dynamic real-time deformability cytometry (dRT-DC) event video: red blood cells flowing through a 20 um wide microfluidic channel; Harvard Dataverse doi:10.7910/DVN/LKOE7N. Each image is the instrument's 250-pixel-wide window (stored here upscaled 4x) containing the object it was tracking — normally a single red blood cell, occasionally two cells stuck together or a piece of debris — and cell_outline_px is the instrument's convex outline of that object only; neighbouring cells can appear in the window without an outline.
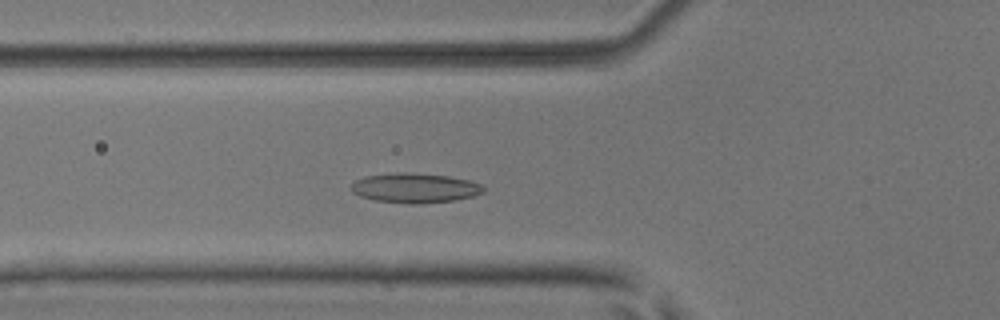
{"species": "common noctule bat (a hibernating species)", "species_latin": "Nyctalus noctula", "temperature_condition": "room temperature", "stored_images_in_passage": 47, "camera_frame_rate_fps": 3000, "um_per_image_px": 0.085, "animal": {"sex": "male", "body_mass_g": 17.9, "forearm_length_mm": 54.2}, "frame": {"image": 1, "passage_image": 14, "time_ms": 4.333, "image_size_px": [1000, 320], "cell_outline_px": [[484, 192], [472, 196], [456, 200], [420, 204], [412, 204], [372, 200], [360, 196], [352, 192], [348, 188], [356, 180], [364, 176], [396, 172], [412, 172], [448, 176], [468, 180], [480, 184], [484, 188]], "centroid_in_image_um": [35.22, 15.98], "position_along_channel_um": 90.6, "area_um2": 23.12}}
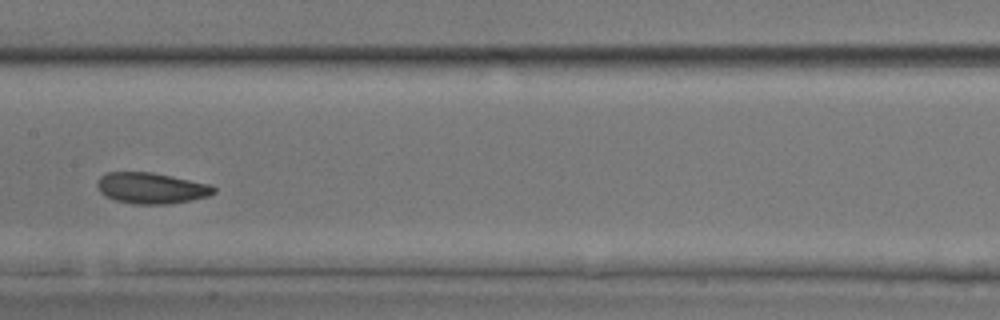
{"frame": {"image": 2, "passage_image": 22, "time_ms": 7.0, "image_size_px": [1000, 320], "cell_outline_px": [[216, 192], [208, 196], [192, 200], [168, 204], [132, 204], [116, 200], [100, 192], [96, 184], [100, 176], [108, 172], [152, 172], [212, 184], [216, 188]], "centroid_in_image_um": [12.9, 15.98], "position_along_channel_um": 194.5, "area_um2": 21.15}}
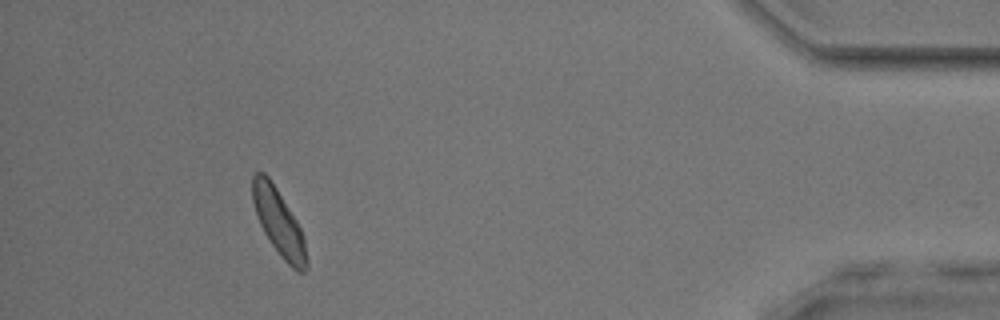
{"frame": {"image": 3, "passage_image": 43, "time_ms": 14.0, "image_size_px": [1000, 320], "cell_outline_px": [[308, 264], [304, 272], [296, 272], [280, 256], [264, 232], [260, 224], [252, 200], [252, 176], [256, 172], [264, 172], [268, 176], [276, 188], [296, 220], [304, 236], [308, 260]], "centroid_in_image_um": [23.71, 18.93], "position_along_channel_um": 411.5, "area_um2": 20.69}, "authors_computed_cell_mechanics": {"area_um2": 20.9814, "velocity_mm_per_s": 3.9105, "shape_relaxation_time_tau1_ms": 3.4532, "shape_relaxation_time_tau2_ms": 2.3352, "deformation_change_tau1": 0.1046, "deformation_change_tau2": 0.0777}}